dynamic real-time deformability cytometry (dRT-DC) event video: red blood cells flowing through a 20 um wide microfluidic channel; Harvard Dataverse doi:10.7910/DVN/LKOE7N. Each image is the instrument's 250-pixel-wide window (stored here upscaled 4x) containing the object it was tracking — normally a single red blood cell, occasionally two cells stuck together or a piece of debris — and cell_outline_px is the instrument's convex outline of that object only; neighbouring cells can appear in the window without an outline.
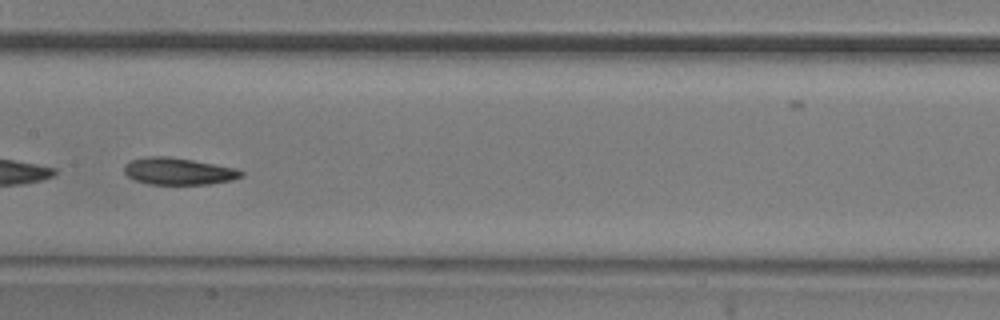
{"species": "common noctule bat (a hibernating species)", "species_latin": "Nyctalus noctula", "temperature_condition": "room temperature", "stored_images_in_passage": 10, "camera_frame_rate_fps": 3000, "um_per_image_px": 0.085, "animal": {"sex": "male", "body_mass_g": 20.5, "forearm_length_mm": 52.5}, "frame": {"image": 1, "passage_image": 6, "time_ms": 5.667, "image_size_px": [1000, 320], "cell_outline_px": [[244, 176], [232, 180], [208, 184], [148, 184], [132, 180], [124, 172], [124, 164], [132, 160], [148, 156], [168, 156], [192, 160], [236, 168], [244, 172]], "centroid_in_image_um": [15.15, 14.56], "position_along_channel_um": 192.2, "area_um2": 18.44}}
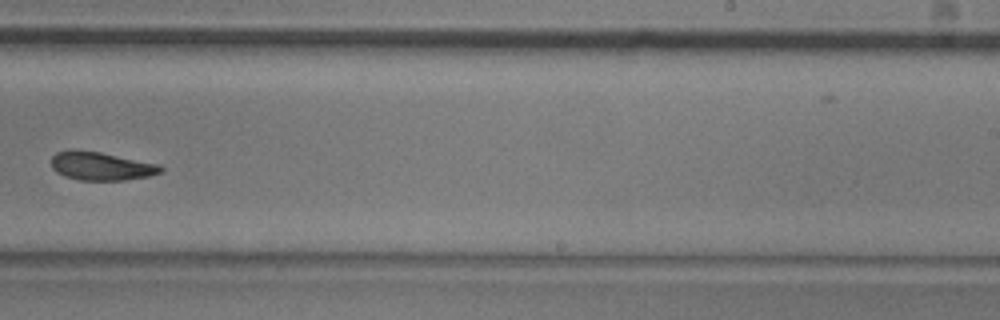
{"frame": {"image": 2, "passage_image": 8, "time_ms": 8.0, "image_size_px": [1000, 320], "cell_outline_px": [[164, 168], [160, 172], [148, 176], [124, 180], [80, 180], [64, 176], [56, 172], [52, 168], [52, 156], [56, 152], [72, 148], [76, 148], [100, 152], [160, 164]], "centroid_in_image_um": [8.56, 14.1], "position_along_channel_um": 280.4, "area_um2": 18.26}}
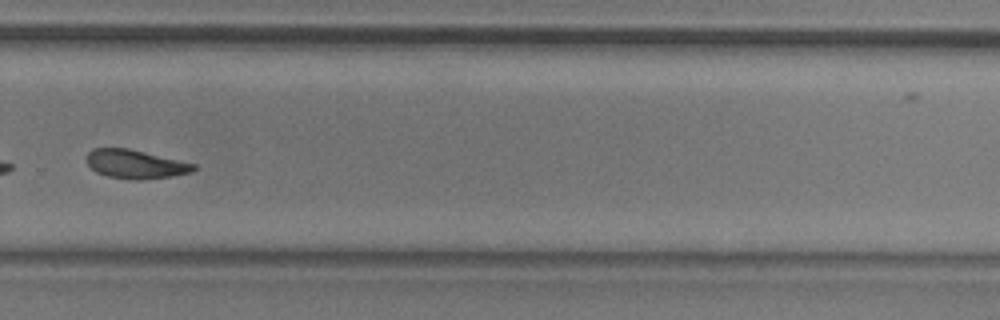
{"frame": {"image": 3, "passage_image": 9, "time_ms": 9.0, "image_size_px": [1000, 320], "cell_outline_px": [[196, 168], [192, 172], [172, 176], [140, 180], [132, 180], [108, 176], [96, 172], [84, 160], [88, 152], [92, 148], [128, 148], [196, 164]], "centroid_in_image_um": [11.48, 13.95], "position_along_channel_um": 318.3, "area_um2": 17.98}}